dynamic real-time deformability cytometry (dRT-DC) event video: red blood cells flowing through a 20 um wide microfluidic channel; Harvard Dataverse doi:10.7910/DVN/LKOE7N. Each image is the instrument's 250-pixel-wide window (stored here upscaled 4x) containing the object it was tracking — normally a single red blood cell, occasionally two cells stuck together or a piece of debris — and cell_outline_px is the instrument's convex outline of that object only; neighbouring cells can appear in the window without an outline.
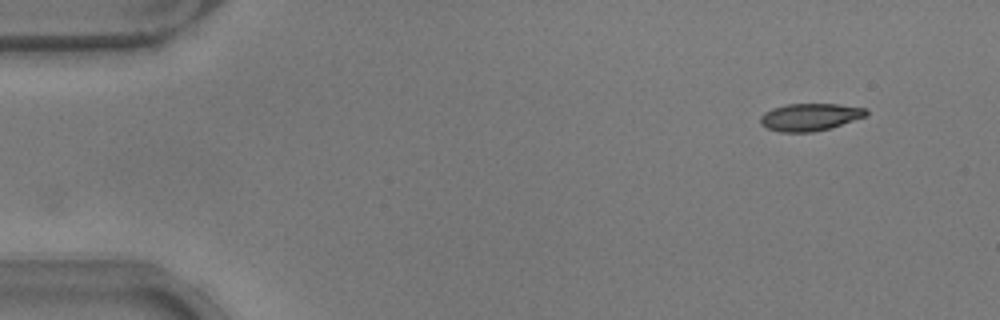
{"species": "common noctule bat (a hibernating species)", "species_latin": "Nyctalus noctula", "temperature_condition": "warm", "stored_images_in_passage": 49, "camera_frame_rate_fps": 3000, "um_per_image_px": 0.085, "animal": {"sex": "male", "body_mass_g": 17.9}, "frame": {"image": 1, "passage_image": 1, "time_ms": 0.0, "image_size_px": [1000, 320], "cell_outline_px": [[868, 116], [828, 128], [812, 132], [780, 132], [768, 128], [760, 124], [760, 116], [764, 112], [772, 108], [788, 104], [840, 104], [864, 108], [868, 112]], "centroid_in_image_um": [68.83, 9.94], "position_along_channel_um": 16.2, "area_um2": 16.82}}
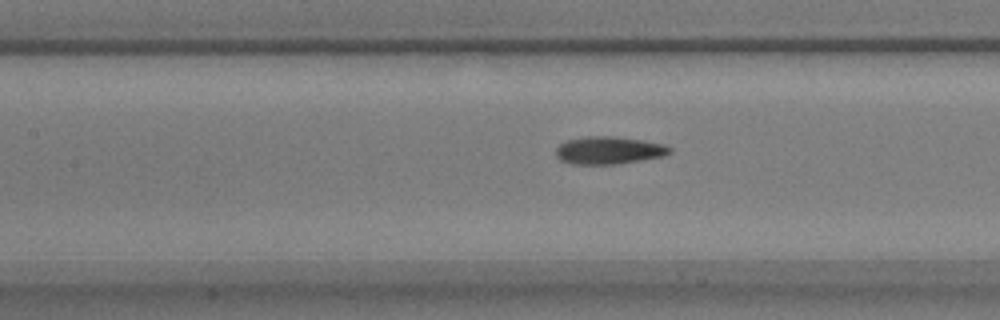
{"frame": {"image": 2, "passage_image": 20, "time_ms": 6.333, "image_size_px": [1000, 320], "cell_outline_px": [[672, 152], [664, 156], [612, 164], [572, 164], [560, 160], [556, 156], [556, 148], [560, 144], [568, 140], [588, 136], [612, 136], [640, 140], [664, 144], [672, 148]], "centroid_in_image_um": [51.74, 12.78], "position_along_channel_um": 155.7, "area_um2": 18.09}}
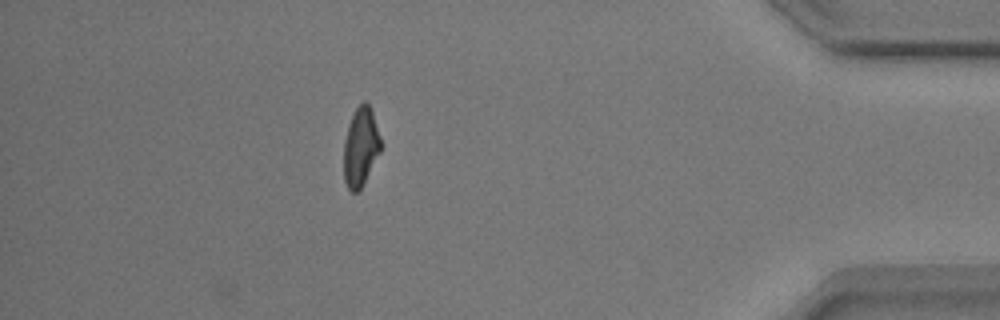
{"frame": {"image": 3, "passage_image": 43, "time_ms": 14.0, "image_size_px": [1000, 320], "cell_outline_px": [[380, 152], [364, 184], [356, 192], [352, 192], [348, 188], [344, 180], [344, 140], [348, 124], [356, 108], [364, 100], [368, 104], [372, 112], [380, 136]], "centroid_in_image_um": [30.64, 12.5], "position_along_channel_um": 404.6, "area_um2": 16.88}, "authors_computed_cell_mechanics": {"area_um2": 17.6868, "velocity_mm_per_s": 3.8306, "shape_relaxation_time_tau1_ms": 3.9892, "shape_relaxation_time_tau2_ms": 2.9856, "deformation_change_tau1": 0.1646, "deformation_change_tau2": 0.1111}}